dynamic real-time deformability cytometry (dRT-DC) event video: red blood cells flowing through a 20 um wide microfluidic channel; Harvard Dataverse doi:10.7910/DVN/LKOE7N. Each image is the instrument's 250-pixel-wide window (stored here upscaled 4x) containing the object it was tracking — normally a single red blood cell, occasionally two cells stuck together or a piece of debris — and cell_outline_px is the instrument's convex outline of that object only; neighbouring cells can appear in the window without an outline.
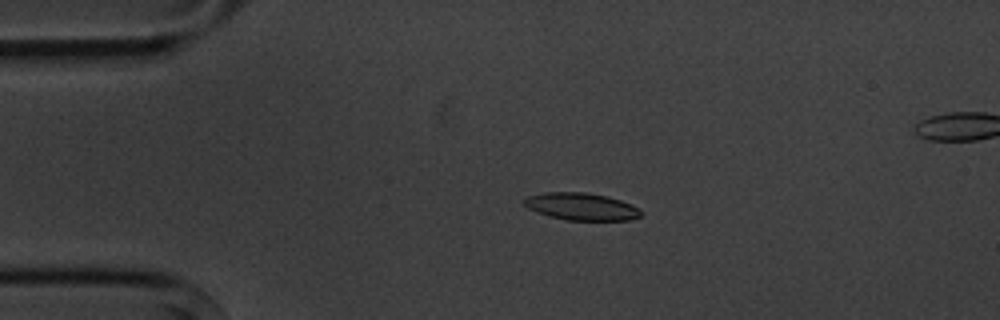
{"species": "common noctule bat (a hibernating species)", "species_latin": "Nyctalus noctula", "temperature_condition": "cold", "stored_images_in_passage": 5, "camera_frame_rate_fps": 3000, "um_per_image_px": 0.085, "animal": {"sex": "male", "body_mass_g": 20.1, "forearm_length_mm": 53.5}, "frame": {"image": 1, "passage_image": 3, "time_ms": 3.0, "image_size_px": [1000, 320], "cell_outline_px": [[640, 216], [628, 220], [568, 220], [548, 216], [536, 212], [528, 208], [524, 204], [524, 196], [544, 192], [588, 192], [608, 196], [632, 204], [640, 208]], "centroid_in_image_um": [49.39, 17.54], "position_along_channel_um": 35.6, "area_um2": 18.73}}